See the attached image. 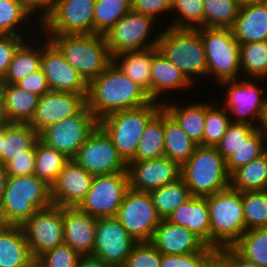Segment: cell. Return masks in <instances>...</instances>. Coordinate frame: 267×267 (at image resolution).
Masks as SVG:
<instances>
[{"label": "cell", "instance_id": "cell-1", "mask_svg": "<svg viewBox=\"0 0 267 267\" xmlns=\"http://www.w3.org/2000/svg\"><path fill=\"white\" fill-rule=\"evenodd\" d=\"M151 101L147 92L114 62L88 84L86 105L98 121L118 111L145 106Z\"/></svg>", "mask_w": 267, "mask_h": 267}, {"label": "cell", "instance_id": "cell-2", "mask_svg": "<svg viewBox=\"0 0 267 267\" xmlns=\"http://www.w3.org/2000/svg\"><path fill=\"white\" fill-rule=\"evenodd\" d=\"M51 205V186L44 180L34 174L9 176L0 210L6 225L21 226L37 210Z\"/></svg>", "mask_w": 267, "mask_h": 267}, {"label": "cell", "instance_id": "cell-3", "mask_svg": "<svg viewBox=\"0 0 267 267\" xmlns=\"http://www.w3.org/2000/svg\"><path fill=\"white\" fill-rule=\"evenodd\" d=\"M48 39L60 50L66 61L89 84L112 62L104 35L74 34L48 35Z\"/></svg>", "mask_w": 267, "mask_h": 267}, {"label": "cell", "instance_id": "cell-4", "mask_svg": "<svg viewBox=\"0 0 267 267\" xmlns=\"http://www.w3.org/2000/svg\"><path fill=\"white\" fill-rule=\"evenodd\" d=\"M157 47L191 84L195 81L192 78L195 75L207 76L206 54L200 28L177 29L167 26L159 33Z\"/></svg>", "mask_w": 267, "mask_h": 267}, {"label": "cell", "instance_id": "cell-5", "mask_svg": "<svg viewBox=\"0 0 267 267\" xmlns=\"http://www.w3.org/2000/svg\"><path fill=\"white\" fill-rule=\"evenodd\" d=\"M181 177L192 196H208L230 187L226 161L216 147L198 145L181 166Z\"/></svg>", "mask_w": 267, "mask_h": 267}, {"label": "cell", "instance_id": "cell-6", "mask_svg": "<svg viewBox=\"0 0 267 267\" xmlns=\"http://www.w3.org/2000/svg\"><path fill=\"white\" fill-rule=\"evenodd\" d=\"M211 247H231L245 232L242 192L232 188L207 196Z\"/></svg>", "mask_w": 267, "mask_h": 267}, {"label": "cell", "instance_id": "cell-7", "mask_svg": "<svg viewBox=\"0 0 267 267\" xmlns=\"http://www.w3.org/2000/svg\"><path fill=\"white\" fill-rule=\"evenodd\" d=\"M162 109L161 102L112 113L99 121L119 154L128 163L136 154L139 141L149 121Z\"/></svg>", "mask_w": 267, "mask_h": 267}, {"label": "cell", "instance_id": "cell-8", "mask_svg": "<svg viewBox=\"0 0 267 267\" xmlns=\"http://www.w3.org/2000/svg\"><path fill=\"white\" fill-rule=\"evenodd\" d=\"M207 75L215 76L219 83L237 79L241 74L240 45L232 30L227 28L201 27Z\"/></svg>", "mask_w": 267, "mask_h": 267}, {"label": "cell", "instance_id": "cell-9", "mask_svg": "<svg viewBox=\"0 0 267 267\" xmlns=\"http://www.w3.org/2000/svg\"><path fill=\"white\" fill-rule=\"evenodd\" d=\"M129 189L128 172L95 175L89 191L77 208L96 219L116 217Z\"/></svg>", "mask_w": 267, "mask_h": 267}, {"label": "cell", "instance_id": "cell-10", "mask_svg": "<svg viewBox=\"0 0 267 267\" xmlns=\"http://www.w3.org/2000/svg\"><path fill=\"white\" fill-rule=\"evenodd\" d=\"M98 125L99 121L85 105L77 114L47 126L39 133V139L72 159Z\"/></svg>", "mask_w": 267, "mask_h": 267}, {"label": "cell", "instance_id": "cell-11", "mask_svg": "<svg viewBox=\"0 0 267 267\" xmlns=\"http://www.w3.org/2000/svg\"><path fill=\"white\" fill-rule=\"evenodd\" d=\"M155 22L157 21L152 17L131 9L104 34L111 56L125 51H141L156 47L159 35L152 40L149 39Z\"/></svg>", "mask_w": 267, "mask_h": 267}, {"label": "cell", "instance_id": "cell-12", "mask_svg": "<svg viewBox=\"0 0 267 267\" xmlns=\"http://www.w3.org/2000/svg\"><path fill=\"white\" fill-rule=\"evenodd\" d=\"M94 5L95 0H57L39 28L48 35L94 34Z\"/></svg>", "mask_w": 267, "mask_h": 267}, {"label": "cell", "instance_id": "cell-13", "mask_svg": "<svg viewBox=\"0 0 267 267\" xmlns=\"http://www.w3.org/2000/svg\"><path fill=\"white\" fill-rule=\"evenodd\" d=\"M72 159L94 176L128 172V163L122 158L111 138L99 125Z\"/></svg>", "mask_w": 267, "mask_h": 267}, {"label": "cell", "instance_id": "cell-14", "mask_svg": "<svg viewBox=\"0 0 267 267\" xmlns=\"http://www.w3.org/2000/svg\"><path fill=\"white\" fill-rule=\"evenodd\" d=\"M117 220L137 242H149L161 222L149 193L129 189L119 207Z\"/></svg>", "mask_w": 267, "mask_h": 267}, {"label": "cell", "instance_id": "cell-15", "mask_svg": "<svg viewBox=\"0 0 267 267\" xmlns=\"http://www.w3.org/2000/svg\"><path fill=\"white\" fill-rule=\"evenodd\" d=\"M21 228L30 253L36 260L43 253L64 244L63 207L51 205L37 210Z\"/></svg>", "mask_w": 267, "mask_h": 267}, {"label": "cell", "instance_id": "cell-16", "mask_svg": "<svg viewBox=\"0 0 267 267\" xmlns=\"http://www.w3.org/2000/svg\"><path fill=\"white\" fill-rule=\"evenodd\" d=\"M238 79L220 83L225 85L224 87L227 85L228 88L225 93L227 104L225 103L223 108L234 114L235 117L231 118V122L245 123L259 128L267 110V98L261 95L264 88H259L254 81H247L248 78L243 81ZM248 116L252 117L251 120Z\"/></svg>", "mask_w": 267, "mask_h": 267}, {"label": "cell", "instance_id": "cell-17", "mask_svg": "<svg viewBox=\"0 0 267 267\" xmlns=\"http://www.w3.org/2000/svg\"><path fill=\"white\" fill-rule=\"evenodd\" d=\"M136 243L116 217L97 219L92 255L110 267H123Z\"/></svg>", "mask_w": 267, "mask_h": 267}, {"label": "cell", "instance_id": "cell-18", "mask_svg": "<svg viewBox=\"0 0 267 267\" xmlns=\"http://www.w3.org/2000/svg\"><path fill=\"white\" fill-rule=\"evenodd\" d=\"M46 41L42 43L41 69L50 91L87 94L88 84L78 71L48 38Z\"/></svg>", "mask_w": 267, "mask_h": 267}, {"label": "cell", "instance_id": "cell-19", "mask_svg": "<svg viewBox=\"0 0 267 267\" xmlns=\"http://www.w3.org/2000/svg\"><path fill=\"white\" fill-rule=\"evenodd\" d=\"M130 189L149 193L181 177V166L167 157L159 159L129 161Z\"/></svg>", "mask_w": 267, "mask_h": 267}, {"label": "cell", "instance_id": "cell-20", "mask_svg": "<svg viewBox=\"0 0 267 267\" xmlns=\"http://www.w3.org/2000/svg\"><path fill=\"white\" fill-rule=\"evenodd\" d=\"M87 94L49 91L40 97L30 126L39 134L47 126L77 114L86 105Z\"/></svg>", "mask_w": 267, "mask_h": 267}, {"label": "cell", "instance_id": "cell-21", "mask_svg": "<svg viewBox=\"0 0 267 267\" xmlns=\"http://www.w3.org/2000/svg\"><path fill=\"white\" fill-rule=\"evenodd\" d=\"M164 255H185L195 252H217L207 246L188 228L162 219L150 241Z\"/></svg>", "mask_w": 267, "mask_h": 267}, {"label": "cell", "instance_id": "cell-22", "mask_svg": "<svg viewBox=\"0 0 267 267\" xmlns=\"http://www.w3.org/2000/svg\"><path fill=\"white\" fill-rule=\"evenodd\" d=\"M94 175L70 159L51 185V201L59 207H77L91 187Z\"/></svg>", "mask_w": 267, "mask_h": 267}, {"label": "cell", "instance_id": "cell-23", "mask_svg": "<svg viewBox=\"0 0 267 267\" xmlns=\"http://www.w3.org/2000/svg\"><path fill=\"white\" fill-rule=\"evenodd\" d=\"M97 219L77 207H63L64 244L80 255H92Z\"/></svg>", "mask_w": 267, "mask_h": 267}, {"label": "cell", "instance_id": "cell-24", "mask_svg": "<svg viewBox=\"0 0 267 267\" xmlns=\"http://www.w3.org/2000/svg\"><path fill=\"white\" fill-rule=\"evenodd\" d=\"M170 222L184 226L211 247L210 217L207 196H192L175 209L167 218Z\"/></svg>", "mask_w": 267, "mask_h": 267}, {"label": "cell", "instance_id": "cell-25", "mask_svg": "<svg viewBox=\"0 0 267 267\" xmlns=\"http://www.w3.org/2000/svg\"><path fill=\"white\" fill-rule=\"evenodd\" d=\"M231 30L239 45L267 41V4L241 5Z\"/></svg>", "mask_w": 267, "mask_h": 267}, {"label": "cell", "instance_id": "cell-26", "mask_svg": "<svg viewBox=\"0 0 267 267\" xmlns=\"http://www.w3.org/2000/svg\"><path fill=\"white\" fill-rule=\"evenodd\" d=\"M33 259L20 225H5L0 230V267H29Z\"/></svg>", "mask_w": 267, "mask_h": 267}, {"label": "cell", "instance_id": "cell-27", "mask_svg": "<svg viewBox=\"0 0 267 267\" xmlns=\"http://www.w3.org/2000/svg\"><path fill=\"white\" fill-rule=\"evenodd\" d=\"M7 123H30L40 96L28 92L16 84H0Z\"/></svg>", "mask_w": 267, "mask_h": 267}, {"label": "cell", "instance_id": "cell-28", "mask_svg": "<svg viewBox=\"0 0 267 267\" xmlns=\"http://www.w3.org/2000/svg\"><path fill=\"white\" fill-rule=\"evenodd\" d=\"M158 47L125 51L113 56V62L132 81L142 87L151 99V65ZM122 59V60H121ZM120 61V62H119Z\"/></svg>", "mask_w": 267, "mask_h": 267}, {"label": "cell", "instance_id": "cell-29", "mask_svg": "<svg viewBox=\"0 0 267 267\" xmlns=\"http://www.w3.org/2000/svg\"><path fill=\"white\" fill-rule=\"evenodd\" d=\"M192 84L182 72L173 65L161 52L157 51L151 65V100L158 101L159 96L170 90L188 88ZM188 86V87H187Z\"/></svg>", "mask_w": 267, "mask_h": 267}, {"label": "cell", "instance_id": "cell-30", "mask_svg": "<svg viewBox=\"0 0 267 267\" xmlns=\"http://www.w3.org/2000/svg\"><path fill=\"white\" fill-rule=\"evenodd\" d=\"M162 103V108L176 121L184 133L197 145L203 146L206 103L193 104Z\"/></svg>", "mask_w": 267, "mask_h": 267}, {"label": "cell", "instance_id": "cell-31", "mask_svg": "<svg viewBox=\"0 0 267 267\" xmlns=\"http://www.w3.org/2000/svg\"><path fill=\"white\" fill-rule=\"evenodd\" d=\"M38 139L39 134L29 123L4 124L1 165L5 166L13 157L28 155V149H30Z\"/></svg>", "mask_w": 267, "mask_h": 267}, {"label": "cell", "instance_id": "cell-32", "mask_svg": "<svg viewBox=\"0 0 267 267\" xmlns=\"http://www.w3.org/2000/svg\"><path fill=\"white\" fill-rule=\"evenodd\" d=\"M165 157L164 109L146 125L135 156L130 161L152 160Z\"/></svg>", "mask_w": 267, "mask_h": 267}, {"label": "cell", "instance_id": "cell-33", "mask_svg": "<svg viewBox=\"0 0 267 267\" xmlns=\"http://www.w3.org/2000/svg\"><path fill=\"white\" fill-rule=\"evenodd\" d=\"M230 188L240 191H261L267 188V151L257 159L230 174Z\"/></svg>", "mask_w": 267, "mask_h": 267}, {"label": "cell", "instance_id": "cell-34", "mask_svg": "<svg viewBox=\"0 0 267 267\" xmlns=\"http://www.w3.org/2000/svg\"><path fill=\"white\" fill-rule=\"evenodd\" d=\"M165 157L182 166L198 146L164 110Z\"/></svg>", "mask_w": 267, "mask_h": 267}, {"label": "cell", "instance_id": "cell-35", "mask_svg": "<svg viewBox=\"0 0 267 267\" xmlns=\"http://www.w3.org/2000/svg\"><path fill=\"white\" fill-rule=\"evenodd\" d=\"M26 40L15 51L8 71L0 84H15L41 68L42 46L30 45ZM37 48V49H36Z\"/></svg>", "mask_w": 267, "mask_h": 267}, {"label": "cell", "instance_id": "cell-36", "mask_svg": "<svg viewBox=\"0 0 267 267\" xmlns=\"http://www.w3.org/2000/svg\"><path fill=\"white\" fill-rule=\"evenodd\" d=\"M149 194L161 219H167L175 209L192 197L182 177Z\"/></svg>", "mask_w": 267, "mask_h": 267}, {"label": "cell", "instance_id": "cell-37", "mask_svg": "<svg viewBox=\"0 0 267 267\" xmlns=\"http://www.w3.org/2000/svg\"><path fill=\"white\" fill-rule=\"evenodd\" d=\"M70 159L62 152L47 146L40 139L35 143L34 175L52 185Z\"/></svg>", "mask_w": 267, "mask_h": 267}, {"label": "cell", "instance_id": "cell-38", "mask_svg": "<svg viewBox=\"0 0 267 267\" xmlns=\"http://www.w3.org/2000/svg\"><path fill=\"white\" fill-rule=\"evenodd\" d=\"M240 69L248 80L267 77V41L240 44Z\"/></svg>", "mask_w": 267, "mask_h": 267}, {"label": "cell", "instance_id": "cell-39", "mask_svg": "<svg viewBox=\"0 0 267 267\" xmlns=\"http://www.w3.org/2000/svg\"><path fill=\"white\" fill-rule=\"evenodd\" d=\"M231 247L244 259L267 267V228L246 231Z\"/></svg>", "mask_w": 267, "mask_h": 267}, {"label": "cell", "instance_id": "cell-40", "mask_svg": "<svg viewBox=\"0 0 267 267\" xmlns=\"http://www.w3.org/2000/svg\"><path fill=\"white\" fill-rule=\"evenodd\" d=\"M240 6L239 0H203V27L231 29Z\"/></svg>", "mask_w": 267, "mask_h": 267}, {"label": "cell", "instance_id": "cell-41", "mask_svg": "<svg viewBox=\"0 0 267 267\" xmlns=\"http://www.w3.org/2000/svg\"><path fill=\"white\" fill-rule=\"evenodd\" d=\"M131 10V0H95L94 34L104 35Z\"/></svg>", "mask_w": 267, "mask_h": 267}, {"label": "cell", "instance_id": "cell-42", "mask_svg": "<svg viewBox=\"0 0 267 267\" xmlns=\"http://www.w3.org/2000/svg\"><path fill=\"white\" fill-rule=\"evenodd\" d=\"M31 16L33 14L24 6L21 0H0V35H15L28 38V36L23 35L24 33L21 32L19 27L24 22L26 25Z\"/></svg>", "mask_w": 267, "mask_h": 267}, {"label": "cell", "instance_id": "cell-43", "mask_svg": "<svg viewBox=\"0 0 267 267\" xmlns=\"http://www.w3.org/2000/svg\"><path fill=\"white\" fill-rule=\"evenodd\" d=\"M242 203L246 231L267 228V192H242Z\"/></svg>", "mask_w": 267, "mask_h": 267}, {"label": "cell", "instance_id": "cell-44", "mask_svg": "<svg viewBox=\"0 0 267 267\" xmlns=\"http://www.w3.org/2000/svg\"><path fill=\"white\" fill-rule=\"evenodd\" d=\"M267 151V145L263 133L257 128L236 150V152L226 161L228 173L231 174L240 166L248 164L250 161L259 158Z\"/></svg>", "mask_w": 267, "mask_h": 267}, {"label": "cell", "instance_id": "cell-45", "mask_svg": "<svg viewBox=\"0 0 267 267\" xmlns=\"http://www.w3.org/2000/svg\"><path fill=\"white\" fill-rule=\"evenodd\" d=\"M230 123L229 113L223 107L220 109L219 106L206 102L203 146L216 147Z\"/></svg>", "mask_w": 267, "mask_h": 267}, {"label": "cell", "instance_id": "cell-46", "mask_svg": "<svg viewBox=\"0 0 267 267\" xmlns=\"http://www.w3.org/2000/svg\"><path fill=\"white\" fill-rule=\"evenodd\" d=\"M177 12L169 27L198 29L203 27V0H173L171 12Z\"/></svg>", "mask_w": 267, "mask_h": 267}, {"label": "cell", "instance_id": "cell-47", "mask_svg": "<svg viewBox=\"0 0 267 267\" xmlns=\"http://www.w3.org/2000/svg\"><path fill=\"white\" fill-rule=\"evenodd\" d=\"M256 129L249 124L231 122L224 136L216 145L217 151L227 161Z\"/></svg>", "mask_w": 267, "mask_h": 267}, {"label": "cell", "instance_id": "cell-48", "mask_svg": "<svg viewBox=\"0 0 267 267\" xmlns=\"http://www.w3.org/2000/svg\"><path fill=\"white\" fill-rule=\"evenodd\" d=\"M80 256L70 246L62 244L43 253L35 262L39 267H76Z\"/></svg>", "mask_w": 267, "mask_h": 267}, {"label": "cell", "instance_id": "cell-49", "mask_svg": "<svg viewBox=\"0 0 267 267\" xmlns=\"http://www.w3.org/2000/svg\"><path fill=\"white\" fill-rule=\"evenodd\" d=\"M162 254L149 242H137L123 267H161Z\"/></svg>", "mask_w": 267, "mask_h": 267}, {"label": "cell", "instance_id": "cell-50", "mask_svg": "<svg viewBox=\"0 0 267 267\" xmlns=\"http://www.w3.org/2000/svg\"><path fill=\"white\" fill-rule=\"evenodd\" d=\"M217 252H195L185 255L162 254L161 267H204Z\"/></svg>", "mask_w": 267, "mask_h": 267}, {"label": "cell", "instance_id": "cell-51", "mask_svg": "<svg viewBox=\"0 0 267 267\" xmlns=\"http://www.w3.org/2000/svg\"><path fill=\"white\" fill-rule=\"evenodd\" d=\"M24 38L15 35H0V82L8 71L15 51L25 41Z\"/></svg>", "mask_w": 267, "mask_h": 267}, {"label": "cell", "instance_id": "cell-52", "mask_svg": "<svg viewBox=\"0 0 267 267\" xmlns=\"http://www.w3.org/2000/svg\"><path fill=\"white\" fill-rule=\"evenodd\" d=\"M4 167L8 176L33 175L35 170V144L28 149V155L13 157Z\"/></svg>", "mask_w": 267, "mask_h": 267}, {"label": "cell", "instance_id": "cell-53", "mask_svg": "<svg viewBox=\"0 0 267 267\" xmlns=\"http://www.w3.org/2000/svg\"><path fill=\"white\" fill-rule=\"evenodd\" d=\"M173 0H131V9L157 20L162 12L171 13Z\"/></svg>", "mask_w": 267, "mask_h": 267}, {"label": "cell", "instance_id": "cell-54", "mask_svg": "<svg viewBox=\"0 0 267 267\" xmlns=\"http://www.w3.org/2000/svg\"><path fill=\"white\" fill-rule=\"evenodd\" d=\"M18 87L24 90L34 93L38 96H43L50 91L46 77L40 68L39 70L29 74L25 78L19 80L15 83Z\"/></svg>", "mask_w": 267, "mask_h": 267}, {"label": "cell", "instance_id": "cell-55", "mask_svg": "<svg viewBox=\"0 0 267 267\" xmlns=\"http://www.w3.org/2000/svg\"><path fill=\"white\" fill-rule=\"evenodd\" d=\"M217 254L227 263L228 267H261L241 257L232 247H223Z\"/></svg>", "mask_w": 267, "mask_h": 267}, {"label": "cell", "instance_id": "cell-56", "mask_svg": "<svg viewBox=\"0 0 267 267\" xmlns=\"http://www.w3.org/2000/svg\"><path fill=\"white\" fill-rule=\"evenodd\" d=\"M24 6L33 14L36 11L43 10L38 17L39 21L45 18V16L53 9L57 0H21Z\"/></svg>", "mask_w": 267, "mask_h": 267}, {"label": "cell", "instance_id": "cell-57", "mask_svg": "<svg viewBox=\"0 0 267 267\" xmlns=\"http://www.w3.org/2000/svg\"><path fill=\"white\" fill-rule=\"evenodd\" d=\"M76 267H110L103 260L93 255H81Z\"/></svg>", "mask_w": 267, "mask_h": 267}, {"label": "cell", "instance_id": "cell-58", "mask_svg": "<svg viewBox=\"0 0 267 267\" xmlns=\"http://www.w3.org/2000/svg\"><path fill=\"white\" fill-rule=\"evenodd\" d=\"M8 178L9 176L6 173L5 167L0 165V204L4 196Z\"/></svg>", "mask_w": 267, "mask_h": 267}, {"label": "cell", "instance_id": "cell-59", "mask_svg": "<svg viewBox=\"0 0 267 267\" xmlns=\"http://www.w3.org/2000/svg\"><path fill=\"white\" fill-rule=\"evenodd\" d=\"M204 267H228L227 263L216 253Z\"/></svg>", "mask_w": 267, "mask_h": 267}, {"label": "cell", "instance_id": "cell-60", "mask_svg": "<svg viewBox=\"0 0 267 267\" xmlns=\"http://www.w3.org/2000/svg\"><path fill=\"white\" fill-rule=\"evenodd\" d=\"M6 116L4 113L3 94L0 85V126L6 124Z\"/></svg>", "mask_w": 267, "mask_h": 267}, {"label": "cell", "instance_id": "cell-61", "mask_svg": "<svg viewBox=\"0 0 267 267\" xmlns=\"http://www.w3.org/2000/svg\"><path fill=\"white\" fill-rule=\"evenodd\" d=\"M260 129H261V131L263 133V137L265 139V142L267 143V110L264 113V116H263V120H262Z\"/></svg>", "mask_w": 267, "mask_h": 267}, {"label": "cell", "instance_id": "cell-62", "mask_svg": "<svg viewBox=\"0 0 267 267\" xmlns=\"http://www.w3.org/2000/svg\"><path fill=\"white\" fill-rule=\"evenodd\" d=\"M240 5L267 4V0H239Z\"/></svg>", "mask_w": 267, "mask_h": 267}, {"label": "cell", "instance_id": "cell-63", "mask_svg": "<svg viewBox=\"0 0 267 267\" xmlns=\"http://www.w3.org/2000/svg\"><path fill=\"white\" fill-rule=\"evenodd\" d=\"M3 142H4V125L0 126V165H1V157L3 154Z\"/></svg>", "mask_w": 267, "mask_h": 267}, {"label": "cell", "instance_id": "cell-64", "mask_svg": "<svg viewBox=\"0 0 267 267\" xmlns=\"http://www.w3.org/2000/svg\"><path fill=\"white\" fill-rule=\"evenodd\" d=\"M6 224L3 221L2 215H1V210H0V230L5 226Z\"/></svg>", "mask_w": 267, "mask_h": 267}, {"label": "cell", "instance_id": "cell-65", "mask_svg": "<svg viewBox=\"0 0 267 267\" xmlns=\"http://www.w3.org/2000/svg\"><path fill=\"white\" fill-rule=\"evenodd\" d=\"M29 267H39V265H38L36 262H34V263L31 264Z\"/></svg>", "mask_w": 267, "mask_h": 267}]
</instances>
